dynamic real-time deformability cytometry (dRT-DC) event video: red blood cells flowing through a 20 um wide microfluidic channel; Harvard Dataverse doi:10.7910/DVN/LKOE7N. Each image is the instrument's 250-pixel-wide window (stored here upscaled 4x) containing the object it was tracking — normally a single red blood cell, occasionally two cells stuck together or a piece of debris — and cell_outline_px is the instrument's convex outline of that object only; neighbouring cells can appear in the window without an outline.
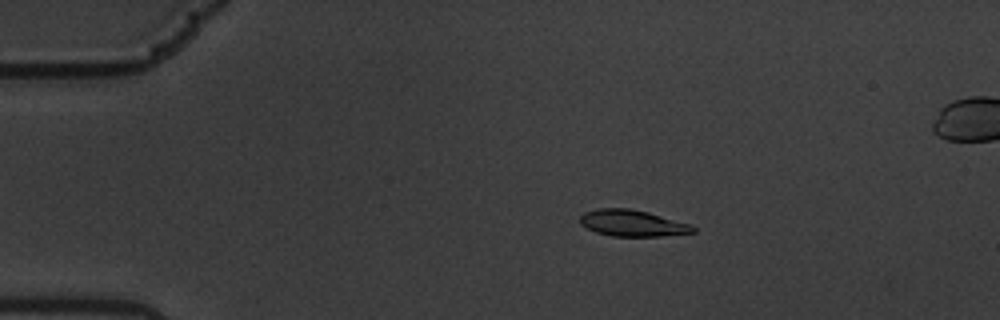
{"species": "common noctule bat (a hibernating species)", "species_latin": "Nyctalus noctula", "temperature_condition": "warm", "stored_images_in_passage": 62, "camera_frame_rate_fps": 3000, "um_per_image_px": 0.085, "animal": {"sex": "male", "body_mass_g": 19.5, "forearm_length_mm": 54.6}, "frame": {"image": 1, "passage_image": 13, "time_ms": 4.0, "image_size_px": [1000, 320], "cell_outline_px": [[696, 232], [660, 236], [612, 236], [596, 232], [580, 224], [580, 216], [584, 212], [600, 208], [632, 208], [648, 212], [692, 224], [696, 228]], "centroid_in_image_um": [53.78, 18.96], "position_along_channel_um": 31.2, "area_um2": 17.46}}
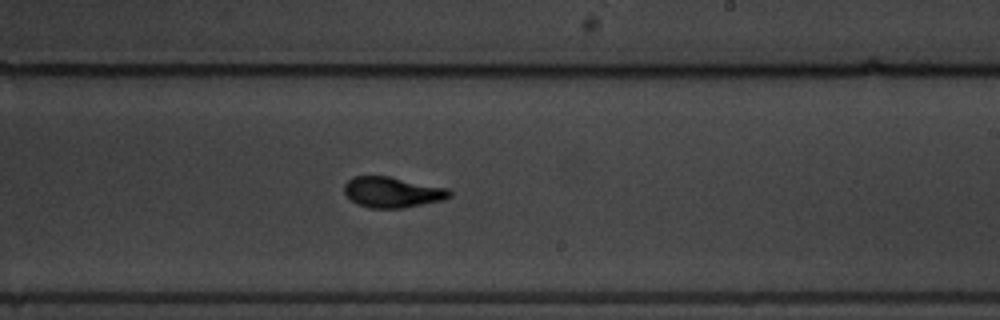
{"frame": {"image": 2, "passage_image": 38, "time_ms": 12.333, "image_size_px": [1000, 320], "cell_outline_px": [[452, 196], [444, 200], [404, 208], [368, 208], [356, 204], [344, 192], [344, 184], [352, 176], [388, 176], [448, 188], [452, 192]], "centroid_in_image_um": [33.36, 16.34], "position_along_channel_um": 255.6, "area_um2": 18.96}}
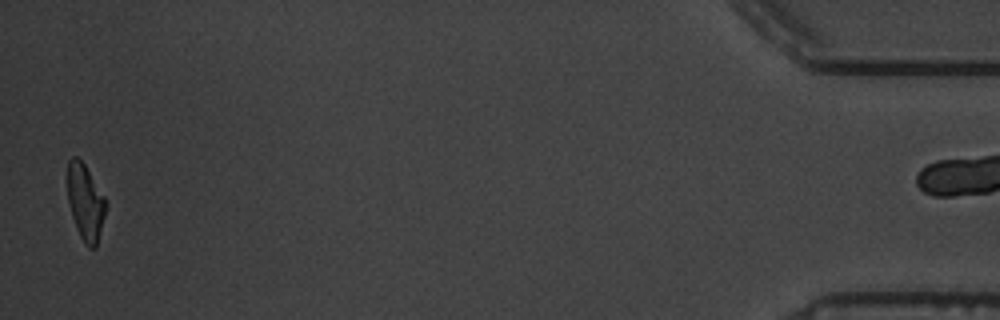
{"frame": {"image": 3, "passage_image": 61, "time_ms": 20.0, "image_size_px": [1000, 320], "cell_outline_px": [[104, 216], [96, 248], [88, 248], [84, 244], [76, 228], [72, 216], [68, 200], [68, 160], [72, 156], [76, 156], [84, 164], [104, 196]], "centroid_in_image_um": [7.23, 17.21], "position_along_channel_um": 428.0, "area_um2": 16.59}}